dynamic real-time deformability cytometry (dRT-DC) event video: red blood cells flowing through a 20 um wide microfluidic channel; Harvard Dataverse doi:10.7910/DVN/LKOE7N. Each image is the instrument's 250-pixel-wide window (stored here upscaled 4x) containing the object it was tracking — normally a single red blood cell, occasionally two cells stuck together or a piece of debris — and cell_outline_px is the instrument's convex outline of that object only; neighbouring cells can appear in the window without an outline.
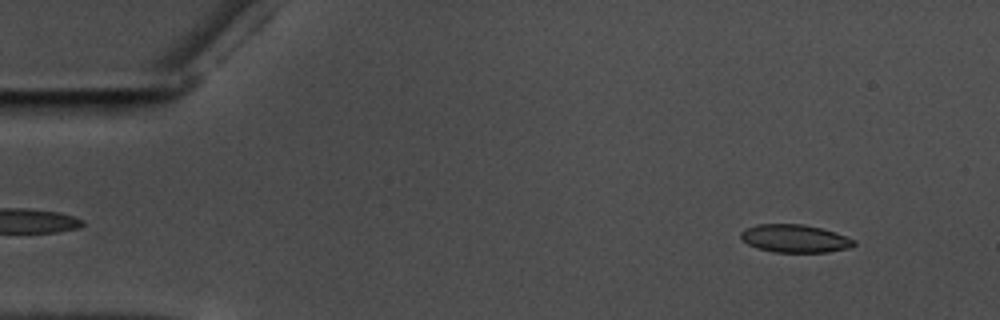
{"species": "common noctule bat (a hibernating species)", "species_latin": "Nyctalus noctula", "temperature_condition": "warm", "stored_images_in_passage": 57, "camera_frame_rate_fps": 3000, "um_per_image_px": 0.085, "animal": {"sex": "male", "body_mass_g": 17.5, "forearm_length_mm": 52.3}, "frame": {"image": 1, "passage_image": 5, "time_ms": 1.333, "image_size_px": [1000, 320], "cell_outline_px": [[856, 244], [852, 248], [828, 252], [772, 252], [756, 248], [748, 244], [740, 236], [740, 232], [756, 224], [804, 224], [836, 232], [856, 240]], "centroid_in_image_um": [67.6, 20.28], "position_along_channel_um": 17.4, "area_um2": 18.55}}
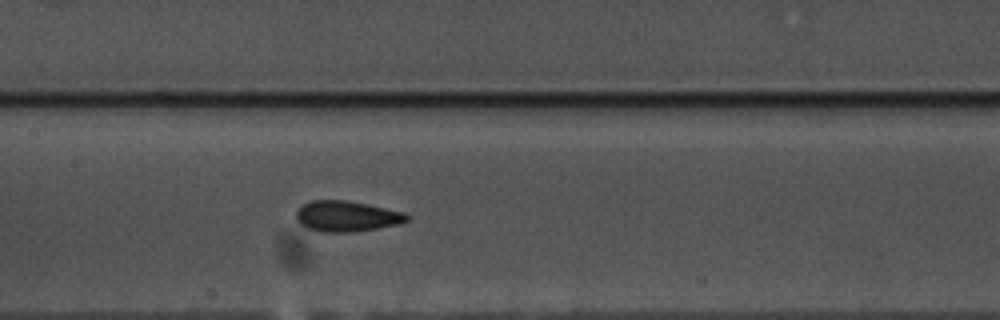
{"frame": {"image": 2, "passage_image": 27, "time_ms": 8.667, "image_size_px": [1000, 320], "cell_outline_px": [[408, 220], [400, 224], [380, 228], [352, 232], [320, 232], [308, 228], [300, 224], [296, 220], [296, 212], [304, 204], [312, 200], [348, 200], [368, 204], [404, 212], [408, 216]], "centroid_in_image_um": [29.47, 18.38], "position_along_channel_um": 177.9, "area_um2": 19.88}}
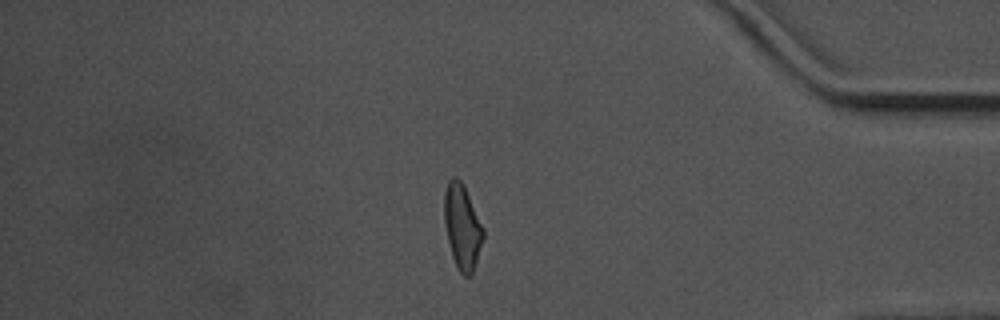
{"frame": {"image": 3, "passage_image": 48, "time_ms": 15.667, "image_size_px": [1000, 320], "cell_outline_px": [[484, 236], [472, 272], [468, 276], [464, 276], [456, 268], [452, 256], [448, 240], [444, 220], [444, 192], [448, 180], [452, 176], [456, 176], [464, 184], [484, 228]], "centroid_in_image_um": [39.28, 19.22], "position_along_channel_um": 395.9, "area_um2": 19.25}, "authors_computed_cell_mechanics": {"area_um2": 19.074, "velocity_mm_per_s": 3.5588, "shape_relaxation_time_tau1_ms": 6.3099, "shape_relaxation_time_tau2_ms": 1.9765, "deformation_change_tau1": 0.1652, "deformation_change_tau2": 0.0897}}